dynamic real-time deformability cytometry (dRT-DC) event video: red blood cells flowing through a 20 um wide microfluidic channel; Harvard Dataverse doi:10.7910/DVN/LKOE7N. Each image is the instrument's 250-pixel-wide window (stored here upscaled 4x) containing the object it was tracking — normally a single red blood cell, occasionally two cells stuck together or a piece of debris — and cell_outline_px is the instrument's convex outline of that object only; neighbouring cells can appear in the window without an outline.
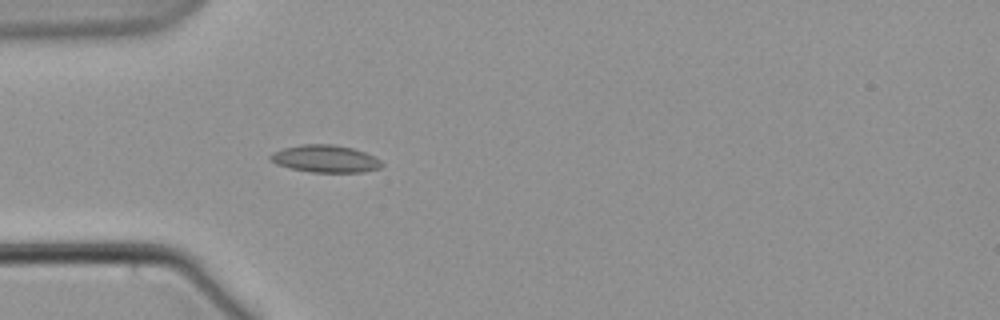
{"species": "common noctule bat (a hibernating species)", "species_latin": "Nyctalus noctula", "temperature_condition": "warm", "stored_images_in_passage": 3, "camera_frame_rate_fps": 3000, "um_per_image_px": 0.085, "animal": {"sex": "male", "body_mass_g": 21.5, "forearm_length_mm": 52.0}, "frame": {"image": 1, "passage_image": 3, "time_ms": 2.333, "image_size_px": [1000, 320], "cell_outline_px": [[384, 164], [380, 168], [364, 172], [312, 172], [292, 168], [276, 164], [268, 160], [268, 156], [284, 148], [304, 144], [332, 144], [352, 148], [364, 152], [380, 160]], "centroid_in_image_um": [27.66, 13.5], "position_along_channel_um": 57.3, "area_um2": 17.57}}